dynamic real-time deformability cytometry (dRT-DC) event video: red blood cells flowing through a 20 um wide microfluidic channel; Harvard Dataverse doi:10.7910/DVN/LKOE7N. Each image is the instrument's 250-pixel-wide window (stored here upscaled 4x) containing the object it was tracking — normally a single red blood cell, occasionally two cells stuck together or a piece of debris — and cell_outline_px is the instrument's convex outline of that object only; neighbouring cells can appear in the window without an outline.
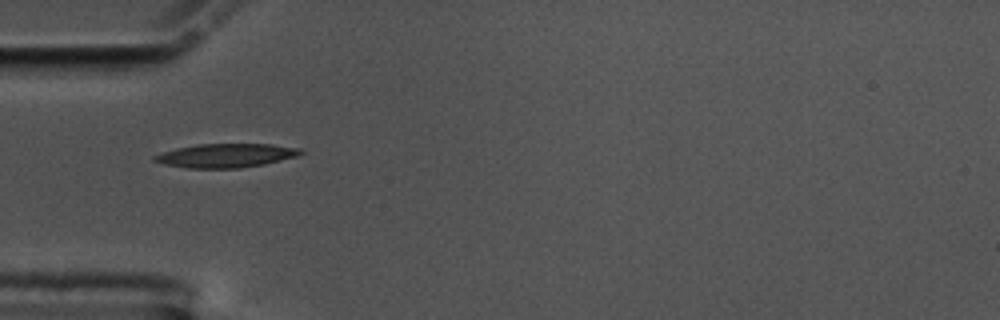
{"species": "common noctule bat (a hibernating species)", "species_latin": "Nyctalus noctula", "temperature_condition": "cold", "stored_images_in_passage": 9, "camera_frame_rate_fps": 3000, "um_per_image_px": 0.085, "animal": {"sex": "male", "body_mass_g": 17.5, "forearm_length_mm": 52.3}, "frame": {"image": 1, "passage_image": 1, "time_ms": 0.0, "image_size_px": [1000, 320], "cell_outline_px": [[304, 152], [296, 156], [264, 164], [240, 168], [188, 168], [164, 164], [152, 160], [152, 156], [176, 148], [196, 144], [272, 144], [300, 148]], "centroid_in_image_um": [19.18, 13.22], "position_along_channel_um": 65.8, "area_um2": 20.23}}